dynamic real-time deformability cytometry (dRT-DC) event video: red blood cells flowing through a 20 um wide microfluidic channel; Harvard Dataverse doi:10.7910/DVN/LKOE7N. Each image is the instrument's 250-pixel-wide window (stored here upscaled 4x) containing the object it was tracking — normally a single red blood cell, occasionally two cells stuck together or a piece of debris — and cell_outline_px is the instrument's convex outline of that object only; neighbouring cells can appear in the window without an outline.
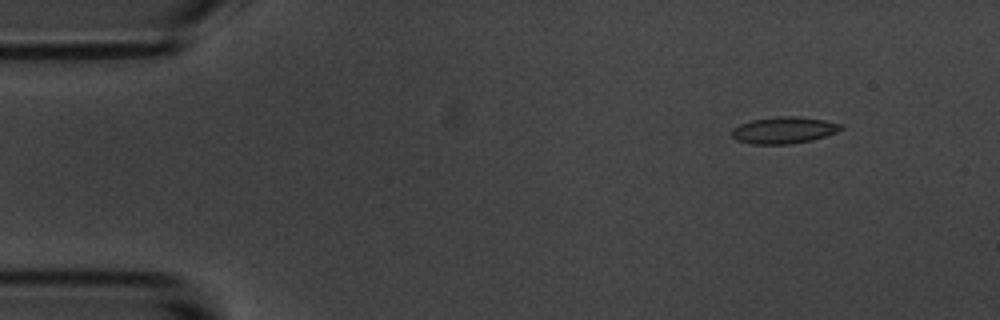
{"species": "common noctule bat (a hibernating species)", "species_latin": "Nyctalus noctula", "temperature_condition": "room temperature", "stored_images_in_passage": 5, "camera_frame_rate_fps": 3000, "um_per_image_px": 0.085, "animal": {"sex": "male", "body_mass_g": 20.1, "forearm_length_mm": 53.5}, "frame": {"image": 1, "passage_image": 2, "time_ms": 1.0, "image_size_px": [1000, 320], "cell_outline_px": [[844, 128], [836, 132], [812, 140], [792, 144], [752, 144], [736, 140], [732, 136], [732, 128], [740, 124], [752, 120], [776, 116], [792, 116], [824, 120], [844, 124]], "centroid_in_image_um": [66.63, 11.07], "position_along_channel_um": 18.4, "area_um2": 16.99}}
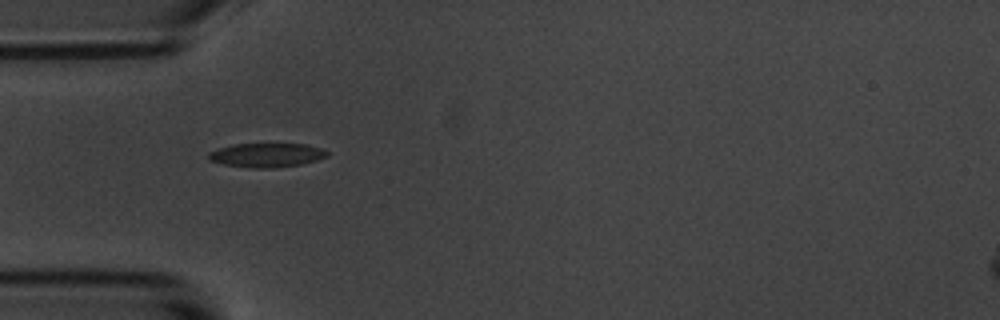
{"frame": {"image": 2, "passage_image": 5, "time_ms": 4.667, "image_size_px": [1000, 320], "cell_outline_px": [[328, 156], [316, 160], [300, 164], [276, 168], [252, 168], [224, 164], [208, 160], [208, 152], [232, 144], [304, 144], [320, 148], [328, 152]], "centroid_in_image_um": [22.64, 13.19], "position_along_channel_um": 62.4, "area_um2": 16.53}}